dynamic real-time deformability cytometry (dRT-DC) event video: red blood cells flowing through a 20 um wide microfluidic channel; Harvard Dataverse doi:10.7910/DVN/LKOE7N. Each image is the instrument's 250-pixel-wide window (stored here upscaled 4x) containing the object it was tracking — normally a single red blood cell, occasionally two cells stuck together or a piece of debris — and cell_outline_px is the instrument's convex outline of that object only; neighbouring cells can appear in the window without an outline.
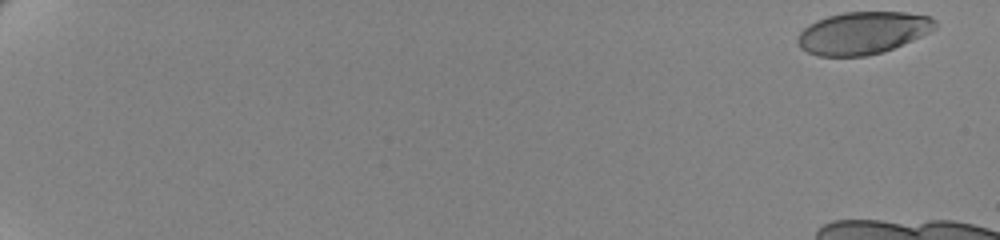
{"species": "human", "species_latin": "Homo sapiens", "temperature_condition": "cold", "stored_images_in_passage": 18, "camera_frame_rate_fps": 3000, "um_per_image_px": 0.085, "donor": {"sex": "female"}, "frame": {"image": 1, "passage_image": 1, "time_ms": 0.0, "image_size_px": [1000, 240], "cell_outline_px": [[936, 28], [912, 40], [884, 52], [864, 56], [816, 56], [800, 48], [796, 40], [796, 36], [808, 24], [816, 20], [828, 16], [844, 12], [904, 12], [928, 16], [936, 20]], "centroid_in_image_um": [73.29, 2.8], "position_along_channel_um": 11.7, "area_um2": 33.99}}